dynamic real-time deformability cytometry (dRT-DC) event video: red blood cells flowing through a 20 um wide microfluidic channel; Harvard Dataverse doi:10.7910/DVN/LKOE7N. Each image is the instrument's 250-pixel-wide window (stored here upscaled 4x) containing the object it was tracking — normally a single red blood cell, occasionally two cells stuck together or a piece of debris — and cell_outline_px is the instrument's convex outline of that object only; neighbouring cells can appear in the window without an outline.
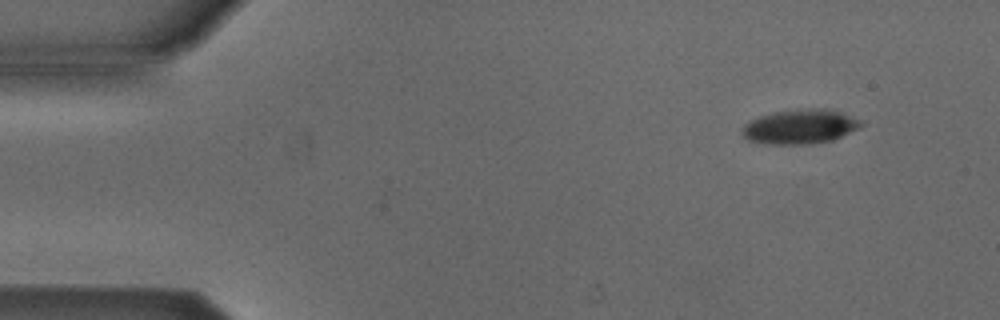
{"species": "Egyptian fruit bat (a non-hibernating species)", "species_latin": "Rousettus aegyptiacus", "temperature_condition": "cold", "stored_images_in_passage": 5, "camera_frame_rate_fps": 3000, "um_per_image_px": 0.085, "animal": {"sex": "male"}, "frame": {"image": 1, "passage_image": 2, "time_ms": 1.333, "image_size_px": [1000, 320], "cell_outline_px": [[864, 124], [860, 128], [832, 140], [808, 144], [768, 144], [748, 140], [740, 132], [744, 124], [748, 120], [760, 116], [776, 112], [812, 108], [828, 108], [840, 112], [860, 120]], "centroid_in_image_um": [67.99, 10.77], "position_along_channel_um": 17.0, "area_um2": 23.81}}